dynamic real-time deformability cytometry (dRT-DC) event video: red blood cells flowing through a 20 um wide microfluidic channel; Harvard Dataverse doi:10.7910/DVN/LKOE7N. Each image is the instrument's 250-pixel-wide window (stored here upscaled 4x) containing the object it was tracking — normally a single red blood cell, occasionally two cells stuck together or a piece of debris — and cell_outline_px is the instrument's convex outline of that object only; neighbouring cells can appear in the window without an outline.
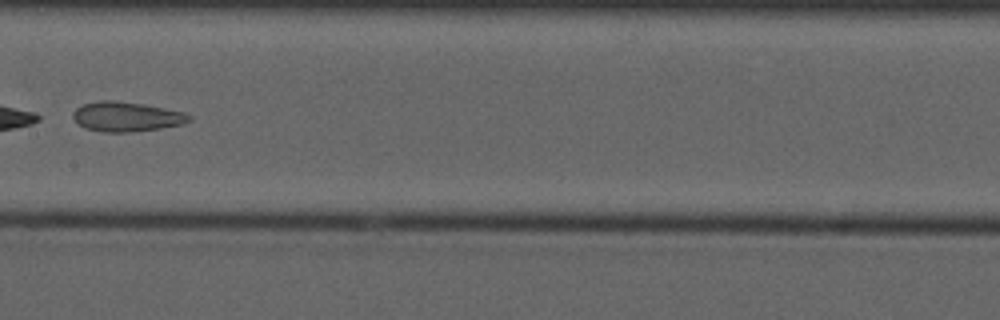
{"species": "common noctule bat (a hibernating species)", "species_latin": "Nyctalus noctula", "temperature_condition": "cold", "stored_images_in_passage": 9, "camera_frame_rate_fps": 3000, "um_per_image_px": 0.085, "animal": {"sex": "male", "forearm_length_mm": 52.5}, "frame": {"image": 1, "passage_image": 7, "time_ms": 7.0, "image_size_px": [1000, 320], "cell_outline_px": [[192, 120], [180, 124], [160, 128], [128, 132], [104, 132], [84, 128], [72, 116], [72, 112], [76, 108], [84, 104], [96, 100], [112, 100], [144, 104], [184, 112], [192, 116]], "centroid_in_image_um": [10.73, 9.9], "position_along_channel_um": 196.7, "area_um2": 20.0}}
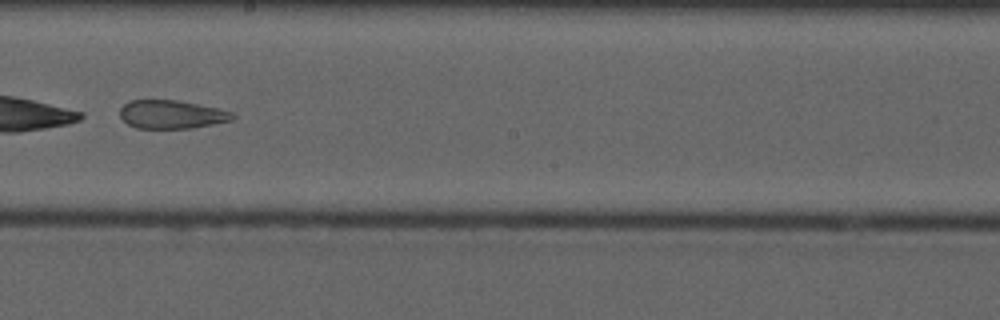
{"frame": {"image": 2, "passage_image": 8, "time_ms": 8.0, "image_size_px": [1000, 320], "cell_outline_px": [[236, 116], [232, 120], [192, 128], [136, 128], [128, 124], [120, 116], [120, 108], [128, 100], [176, 100], [216, 108], [232, 112]], "centroid_in_image_um": [14.56, 9.72], "position_along_channel_um": 233.6, "area_um2": 18.5}}
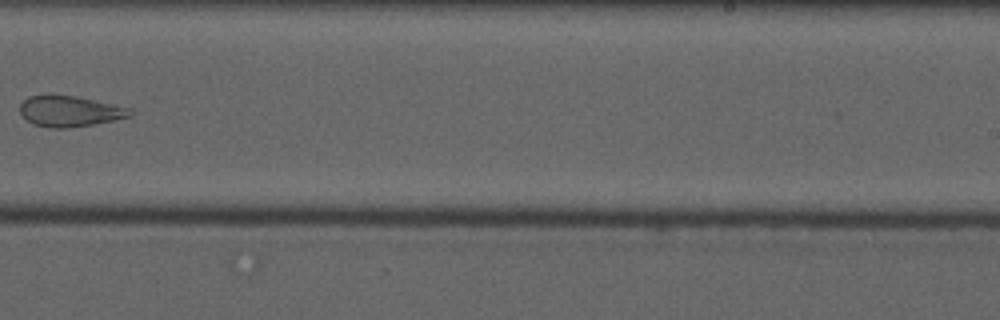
{"frame": {"image": 3, "passage_image": 9, "time_ms": 9.333, "image_size_px": [1000, 320], "cell_outline_px": [[132, 116], [92, 124], [68, 128], [52, 128], [32, 124], [20, 112], [20, 104], [28, 96], [76, 96], [132, 108]], "centroid_in_image_um": [5.95, 9.46], "position_along_channel_um": 283.1, "area_um2": 19.42}}